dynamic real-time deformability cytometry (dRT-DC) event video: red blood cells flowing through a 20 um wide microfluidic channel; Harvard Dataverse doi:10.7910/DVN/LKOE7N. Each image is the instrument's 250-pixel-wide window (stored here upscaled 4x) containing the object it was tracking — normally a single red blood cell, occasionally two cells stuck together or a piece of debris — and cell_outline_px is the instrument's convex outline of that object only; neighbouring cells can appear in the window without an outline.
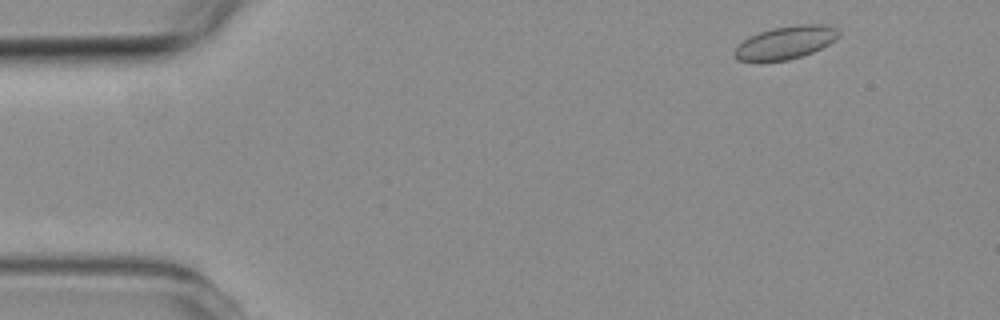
{"species": "common noctule bat (a hibernating species)", "species_latin": "Nyctalus noctula", "temperature_condition": "room temperature", "stored_images_in_passage": 3, "camera_frame_rate_fps": 3000, "um_per_image_px": 0.085, "animal": {"sex": "female", "body_mass_g": 19.3, "forearm_length_mm": 54.1}, "frame": {"image": 1, "passage_image": 1, "time_ms": 0.0, "image_size_px": [1000, 320], "cell_outline_px": [[840, 36], [836, 40], [812, 52], [788, 60], [760, 64], [740, 60], [732, 52], [744, 40], [760, 32], [772, 28], [800, 24], [824, 24], [836, 28], [840, 32]], "centroid_in_image_um": [66.77, 3.65], "position_along_channel_um": 18.2, "area_um2": 20.23}}